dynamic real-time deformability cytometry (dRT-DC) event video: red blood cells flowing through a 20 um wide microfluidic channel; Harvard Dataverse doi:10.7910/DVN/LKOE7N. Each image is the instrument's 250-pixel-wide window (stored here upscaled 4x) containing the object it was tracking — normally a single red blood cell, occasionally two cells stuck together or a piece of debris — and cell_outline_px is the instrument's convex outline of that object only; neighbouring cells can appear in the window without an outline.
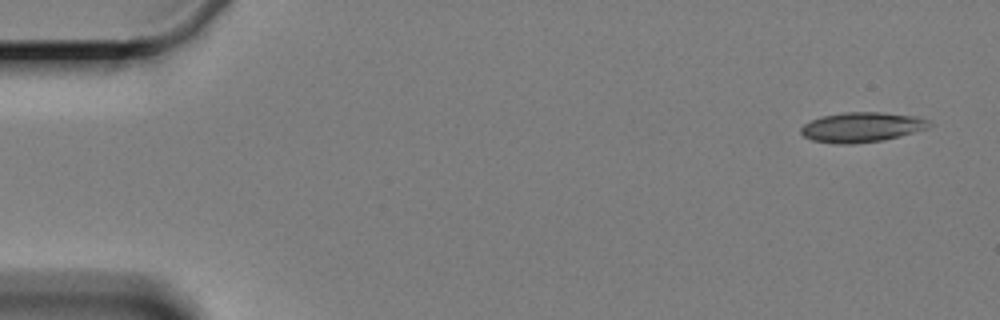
{"species": "Egyptian fruit bat (a non-hibernating species)", "species_latin": "Rousettus aegyptiacus", "temperature_condition": "cold", "stored_images_in_passage": 5, "camera_frame_rate_fps": 3000, "um_per_image_px": 0.085, "animal": {"sex": "female"}, "frame": {"image": 1, "passage_image": 1, "time_ms": 0.0, "image_size_px": [1000, 320], "cell_outline_px": [[936, 124], [928, 128], [900, 136], [884, 140], [852, 144], [836, 144], [812, 140], [804, 136], [800, 132], [800, 128], [804, 124], [812, 120], [824, 116], [844, 112], [880, 112], [916, 116], [932, 120]], "centroid_in_image_um": [73.31, 10.81], "position_along_channel_um": 11.7, "area_um2": 22.54}}
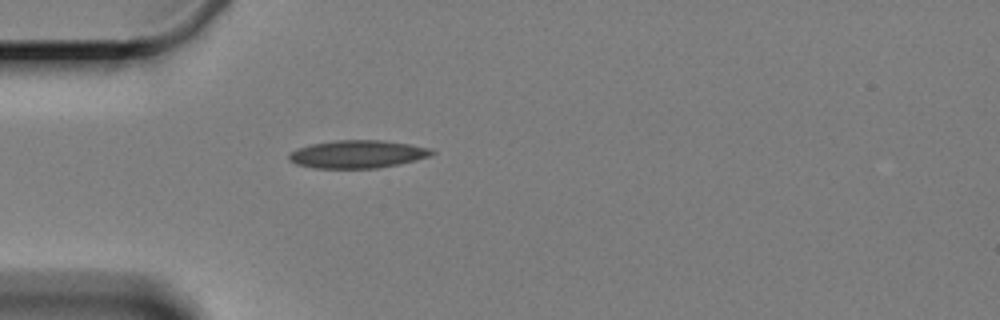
{"frame": {"image": 2, "passage_image": 4, "time_ms": 4.667, "image_size_px": [1000, 320], "cell_outline_px": [[436, 152], [432, 156], [400, 164], [376, 168], [312, 168], [296, 164], [288, 160], [288, 156], [296, 148], [312, 144], [336, 140], [380, 140], [412, 144], [432, 148]], "centroid_in_image_um": [30.43, 13.1], "position_along_channel_um": 54.6, "area_um2": 23.41}}